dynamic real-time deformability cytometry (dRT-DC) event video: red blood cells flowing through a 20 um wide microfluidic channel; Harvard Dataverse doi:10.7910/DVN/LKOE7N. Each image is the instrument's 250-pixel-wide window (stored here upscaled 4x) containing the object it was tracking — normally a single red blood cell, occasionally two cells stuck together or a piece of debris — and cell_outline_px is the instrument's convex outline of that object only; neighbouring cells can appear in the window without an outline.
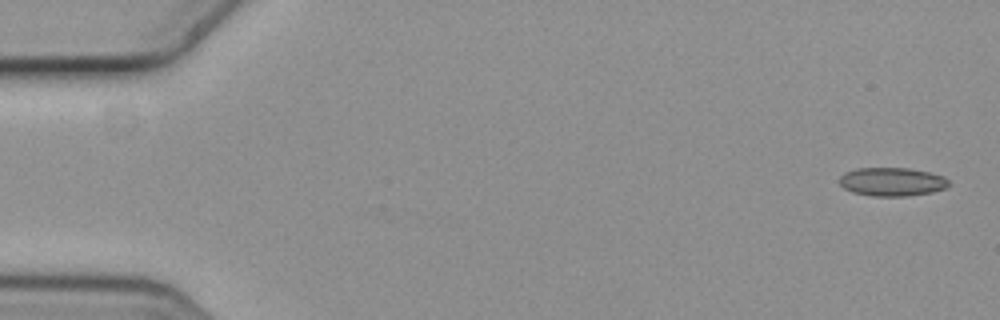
{"species": "common noctule bat (a hibernating species)", "species_latin": "Nyctalus noctula", "temperature_condition": "cold", "stored_images_in_passage": 5, "camera_frame_rate_fps": 3000, "um_per_image_px": 0.085, "animal": {"sex": "female", "body_mass_g": 19.3, "forearm_length_mm": 54.1}, "frame": {"image": 1, "passage_image": 1, "time_ms": 0.0, "image_size_px": [1000, 320], "cell_outline_px": [[948, 184], [944, 188], [932, 192], [908, 196], [872, 196], [852, 192], [844, 188], [840, 184], [840, 176], [844, 172], [856, 168], [908, 168], [928, 172], [944, 176], [948, 180]], "centroid_in_image_um": [75.79, 15.45], "position_along_channel_um": 9.2, "area_um2": 18.15}}
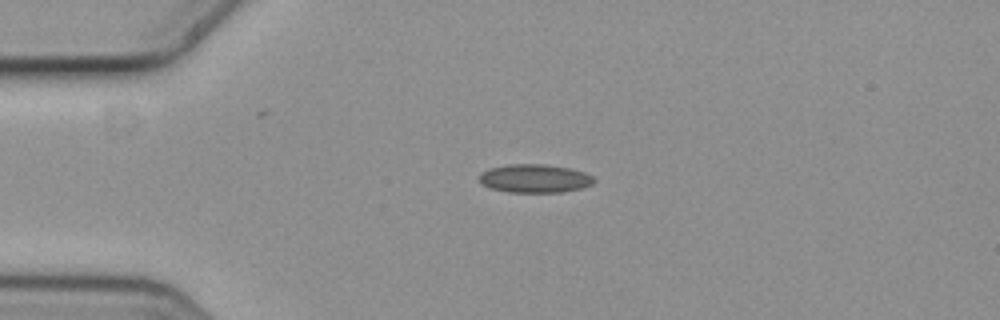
{"frame": {"image": 2, "passage_image": 4, "time_ms": 1.0, "image_size_px": [1000, 320], "cell_outline_px": [[596, 180], [592, 184], [580, 188], [560, 192], [508, 192], [488, 188], [480, 184], [480, 172], [488, 168], [508, 164], [544, 164], [568, 168], [584, 172], [592, 176]], "centroid_in_image_um": [45.39, 15.17], "position_along_channel_um": 39.6, "area_um2": 19.07}}